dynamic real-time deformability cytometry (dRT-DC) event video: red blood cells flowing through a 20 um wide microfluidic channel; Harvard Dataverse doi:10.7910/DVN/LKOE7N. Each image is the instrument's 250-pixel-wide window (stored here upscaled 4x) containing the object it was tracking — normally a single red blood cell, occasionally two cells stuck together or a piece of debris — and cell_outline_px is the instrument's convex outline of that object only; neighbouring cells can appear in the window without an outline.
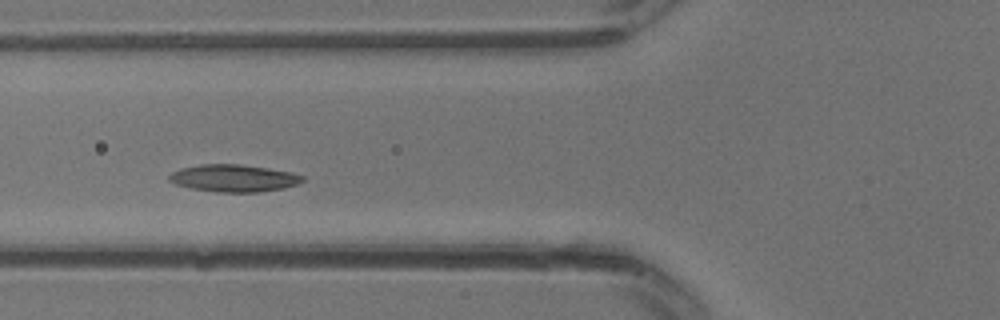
{"species": "common noctule bat (a hibernating species)", "species_latin": "Nyctalus noctula", "temperature_condition": "warm", "stored_images_in_passage": 14, "camera_frame_rate_fps": 3000, "um_per_image_px": 0.085, "animal": {"sex": "male", "body_mass_g": 13.3}, "frame": {"image": 1, "passage_image": 8, "time_ms": 2.333, "image_size_px": [1000, 320], "cell_outline_px": [[304, 180], [296, 184], [284, 188], [260, 192], [216, 192], [192, 188], [176, 184], [168, 180], [168, 176], [172, 172], [180, 168], [200, 164], [240, 164], [288, 172], [304, 176]], "centroid_in_image_um": [19.82, 15.15], "position_along_channel_um": 106.0, "area_um2": 20.98}}
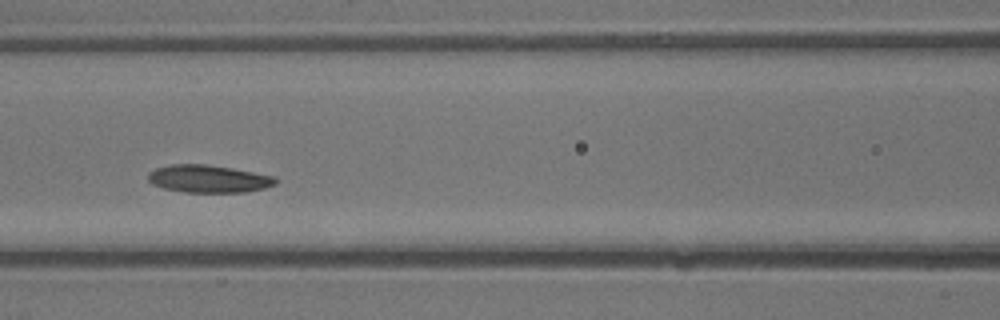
{"frame": {"image": 2, "passage_image": 10, "time_ms": 3.0, "image_size_px": [1000, 320], "cell_outline_px": [[276, 184], [264, 188], [244, 192], [184, 192], [164, 188], [152, 184], [148, 180], [148, 172], [156, 168], [172, 164], [208, 164], [232, 168], [276, 176]], "centroid_in_image_um": [17.72, 15.19], "position_along_channel_um": 148.9, "area_um2": 20.52}}
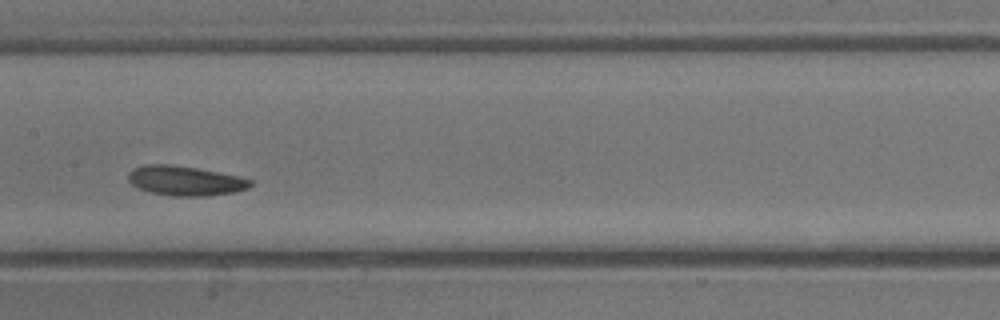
{"frame": {"image": 3, "passage_image": 12, "time_ms": 3.667, "image_size_px": [1000, 320], "cell_outline_px": [[252, 184], [248, 188], [236, 192], [204, 196], [172, 196], [152, 192], [140, 188], [132, 184], [128, 180], [128, 172], [132, 168], [148, 164], [168, 164], [196, 168], [240, 176], [252, 180]], "centroid_in_image_um": [15.75, 15.36], "position_along_channel_um": 191.6, "area_um2": 21.04}}